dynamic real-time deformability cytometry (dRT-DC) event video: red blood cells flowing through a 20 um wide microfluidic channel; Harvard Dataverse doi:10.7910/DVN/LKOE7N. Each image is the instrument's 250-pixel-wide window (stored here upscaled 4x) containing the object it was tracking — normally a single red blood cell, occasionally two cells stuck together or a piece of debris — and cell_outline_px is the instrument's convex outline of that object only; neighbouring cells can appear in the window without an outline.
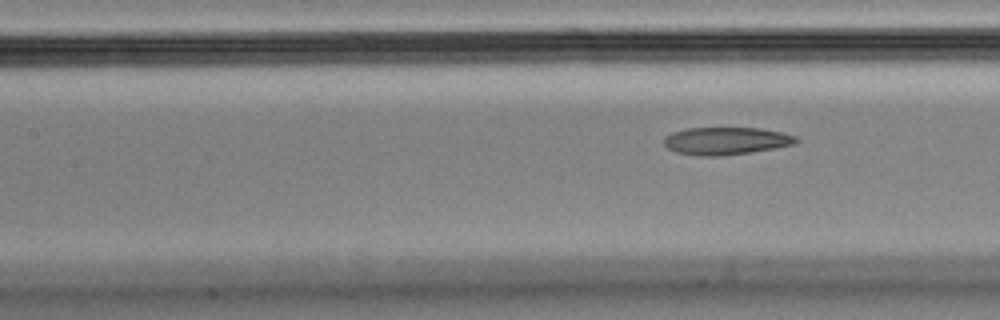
{"species": "Egyptian fruit bat (a non-hibernating species)", "species_latin": "Rousettus aegyptiacus", "temperature_condition": "cold", "stored_images_in_passage": 7, "segment_of_instrument_passage": [2, 2], "camera_frame_rate_fps": 3000, "um_per_image_px": 0.085, "animal": {"sex": "male"}, "frame": {"image": 1, "passage_image": 7, "time_ms": 2.0, "image_size_px": [1000, 320], "cell_outline_px": [[800, 140], [796, 144], [776, 148], [724, 156], [700, 156], [676, 152], [668, 148], [664, 144], [664, 136], [672, 132], [688, 128], [760, 128], [780, 132], [796, 136]], "centroid_in_image_um": [61.72, 11.98], "position_along_channel_um": 145.7, "area_um2": 21.33}}